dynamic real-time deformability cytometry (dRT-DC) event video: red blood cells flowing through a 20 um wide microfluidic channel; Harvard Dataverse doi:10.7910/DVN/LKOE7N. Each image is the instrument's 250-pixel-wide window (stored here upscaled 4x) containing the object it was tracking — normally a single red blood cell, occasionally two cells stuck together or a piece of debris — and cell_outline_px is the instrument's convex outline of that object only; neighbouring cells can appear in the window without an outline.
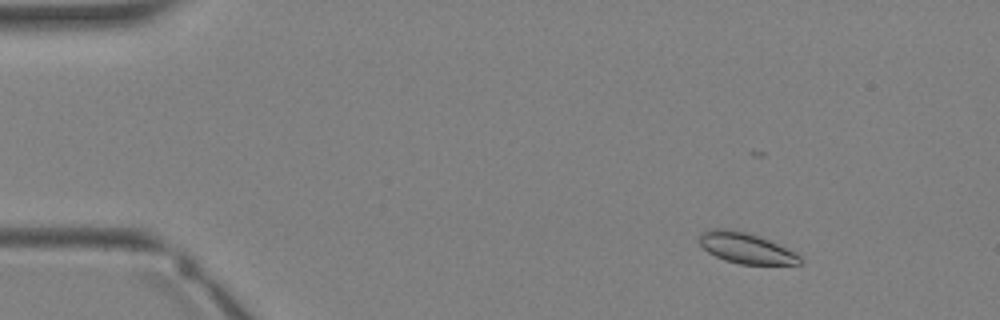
{"species": "Egyptian fruit bat (a non-hibernating species)", "species_latin": "Rousettus aegyptiacus", "temperature_condition": "warm", "stored_images_in_passage": 3, "camera_frame_rate_fps": 3000, "um_per_image_px": 0.085, "animal": {"sex": "female"}, "frame": {"image": 1, "passage_image": 1, "time_ms": 0.0, "image_size_px": [1000, 320], "cell_outline_px": [[804, 260], [800, 264], [740, 264], [724, 260], [708, 252], [700, 244], [700, 232], [708, 228], [724, 228], [748, 232], [760, 236], [796, 252]], "centroid_in_image_um": [63.41, 21.07], "position_along_channel_um": 21.6, "area_um2": 18.15}}
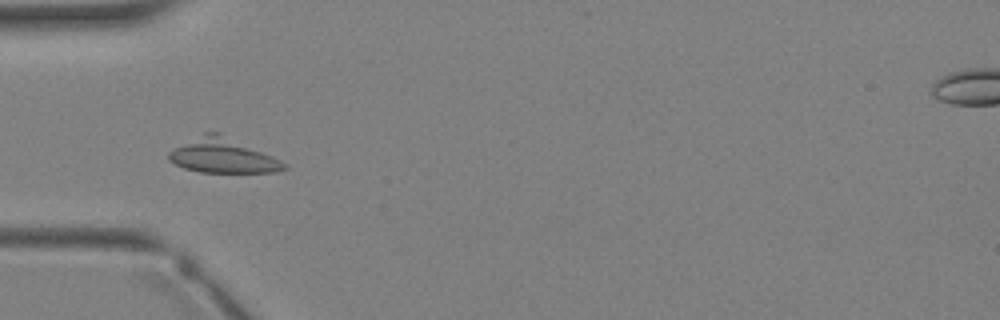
{"frame": {"image": 2, "passage_image": 3, "time_ms": 2.333, "image_size_px": [1000, 320], "cell_outline_px": [[288, 168], [276, 172], [200, 172], [184, 168], [168, 160], [168, 152], [204, 132], [220, 132], [272, 156], [288, 164]], "centroid_in_image_um": [18.95, 13.24], "position_along_channel_um": 66.0, "area_um2": 23.0}}